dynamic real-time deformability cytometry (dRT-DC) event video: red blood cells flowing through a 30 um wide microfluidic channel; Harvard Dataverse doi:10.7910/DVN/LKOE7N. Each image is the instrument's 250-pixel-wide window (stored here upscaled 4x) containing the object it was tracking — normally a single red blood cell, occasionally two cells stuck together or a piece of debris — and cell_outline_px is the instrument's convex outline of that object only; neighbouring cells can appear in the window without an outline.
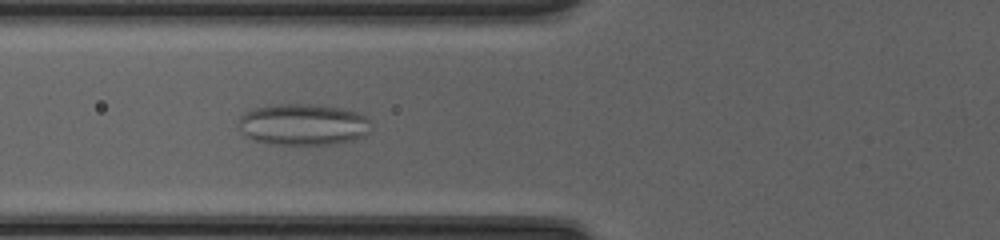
{"species": "common noctule bat (a hibernating species)", "species_latin": "Nyctalus noctula", "temperature_condition": "cold", "stored_images_in_passage": 52, "camera_frame_rate_fps": 3000, "um_per_image_px": 0.085, "animal": {"sex": "female", "body_mass_g": 20.0, "forearm_length_mm": 54.0}, "frame": {"image": 1, "passage_image": 22, "time_ms": 7.0, "image_size_px": [1000, 240], "cell_outline_px": [[368, 132], [364, 136], [352, 140], [332, 144], [268, 144], [244, 136], [240, 124], [240, 116], [244, 112], [256, 108], [276, 104], [312, 104], [340, 108], [356, 112], [364, 116], [368, 120]], "centroid_in_image_um": [25.74, 10.58], "position_along_channel_um": 100.1, "area_um2": 31.62}}
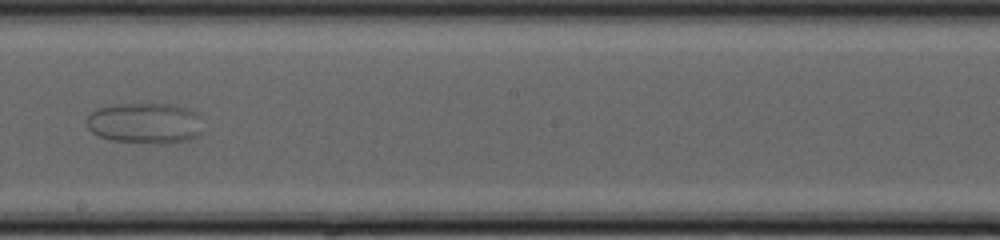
{"frame": {"image": 2, "passage_image": 32, "time_ms": 10.333, "image_size_px": [1000, 240], "cell_outline_px": [[200, 132], [196, 136], [188, 140], [112, 140], [100, 136], [92, 132], [88, 128], [88, 116], [96, 108], [112, 104], [172, 104], [188, 108], [196, 112], [200, 116]], "centroid_in_image_um": [12.29, 10.39], "position_along_channel_um": 235.9, "area_um2": 26.47}}
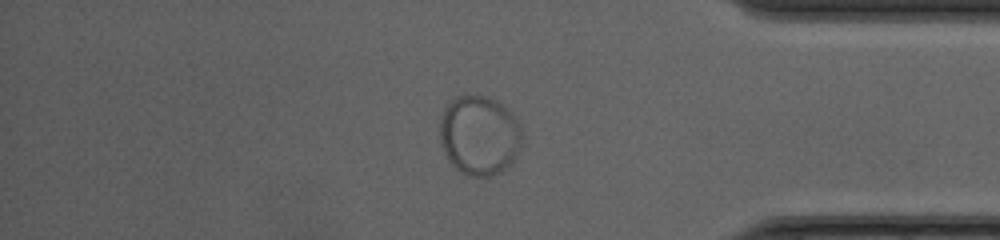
{"frame": {"image": 3, "passage_image": 45, "time_ms": 14.667, "image_size_px": [1000, 240], "cell_outline_px": [[520, 144], [516, 156], [504, 168], [492, 176], [468, 176], [456, 168], [452, 164], [440, 144], [440, 120], [444, 108], [456, 96], [484, 96], [496, 100], [512, 116], [520, 128]], "centroid_in_image_um": [40.69, 11.51], "position_along_channel_um": 394.5, "area_um2": 37.28}}